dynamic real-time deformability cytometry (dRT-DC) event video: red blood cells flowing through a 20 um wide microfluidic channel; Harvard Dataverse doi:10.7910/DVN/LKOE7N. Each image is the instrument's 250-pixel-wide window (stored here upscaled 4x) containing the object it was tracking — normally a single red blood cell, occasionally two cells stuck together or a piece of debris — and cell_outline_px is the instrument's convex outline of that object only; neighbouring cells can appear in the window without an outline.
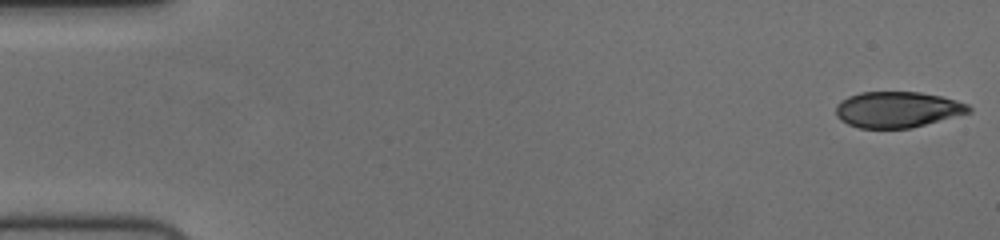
{"species": "human", "species_latin": "Homo sapiens", "temperature_condition": "cold", "stored_images_in_passage": 55, "camera_frame_rate_fps": 3000, "um_per_image_px": 0.085, "donor": {"sex": "female"}, "frame": {"image": 1, "passage_image": 1, "time_ms": 0.0, "image_size_px": [1000, 240], "cell_outline_px": [[972, 112], [912, 128], [860, 128], [848, 124], [840, 120], [836, 116], [836, 104], [840, 100], [848, 96], [860, 92], [920, 92], [940, 96], [956, 100], [968, 104], [972, 108]], "centroid_in_image_um": [76.28, 9.31], "position_along_channel_um": 8.7, "area_um2": 28.03}}
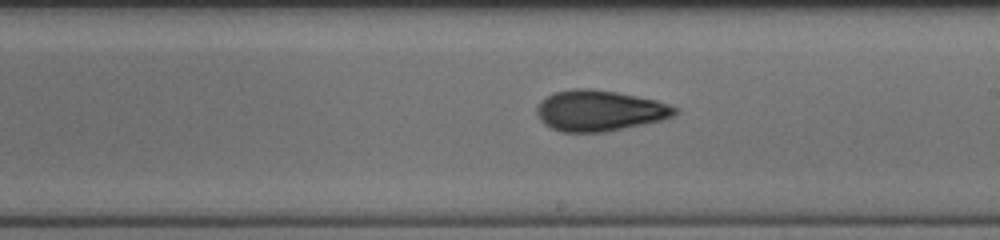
{"frame": {"image": 2, "passage_image": 32, "time_ms": 10.333, "image_size_px": [1000, 240], "cell_outline_px": [[680, 108], [676, 116], [644, 124], [604, 132], [564, 132], [552, 128], [544, 124], [540, 120], [536, 112], [536, 108], [540, 100], [552, 92], [572, 88], [588, 88], [616, 92], [656, 100]], "centroid_in_image_um": [50.95, 9.4], "position_along_channel_um": 238.1, "area_um2": 33.06}}
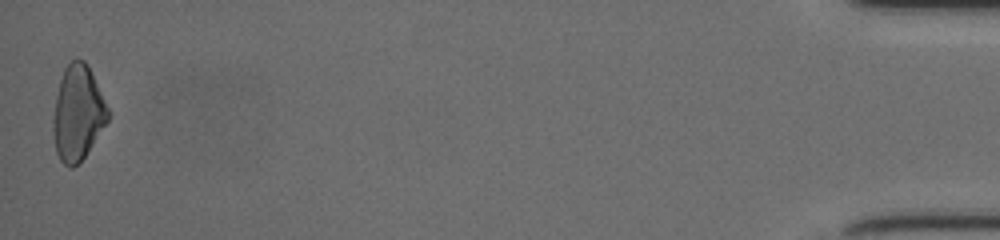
{"frame": {"image": 3, "passage_image": 55, "time_ms": 18.0, "image_size_px": [1000, 240], "cell_outline_px": [[108, 120], [84, 156], [72, 168], [68, 168], [60, 160], [56, 152], [52, 128], [52, 120], [56, 96], [60, 80], [64, 68], [76, 56], [84, 60], [88, 64], [108, 108]], "centroid_in_image_um": [6.58, 9.58], "position_along_channel_um": 428.6, "area_um2": 30.11}, "authors_computed_cell_mechanics": {"area_um2": 30.6918, "velocity_mm_per_s": 3.7422, "shape_relaxation_time_tau1_ms": 6.1921, "shape_relaxation_time_tau2_ms": 3.2712, "deformation_change_tau1": 0.1776, "deformation_change_tau2": 0.0916}}